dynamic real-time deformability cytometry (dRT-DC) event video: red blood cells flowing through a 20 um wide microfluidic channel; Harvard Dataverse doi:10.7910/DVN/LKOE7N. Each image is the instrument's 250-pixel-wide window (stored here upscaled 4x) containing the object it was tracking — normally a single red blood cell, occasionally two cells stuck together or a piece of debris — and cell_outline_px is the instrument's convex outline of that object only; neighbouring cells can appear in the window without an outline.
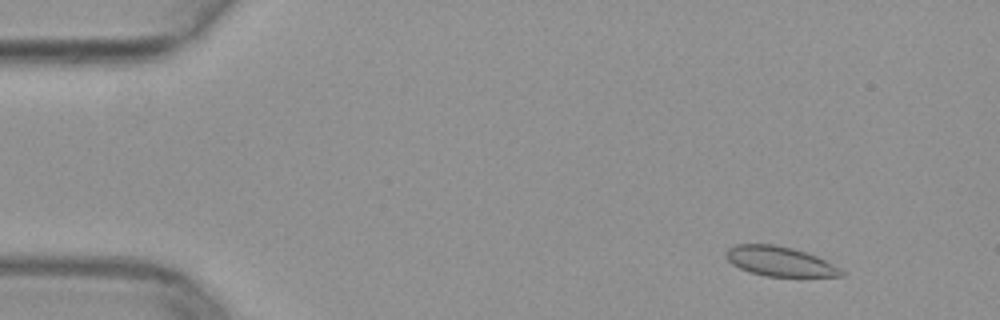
{"species": "common noctule bat (a hibernating species)", "species_latin": "Nyctalus noctula", "temperature_condition": "warm", "stored_images_in_passage": 19, "camera_frame_rate_fps": 3000, "um_per_image_px": 0.085, "animal": {"sex": "female", "body_mass_g": 29.2, "forearm_length_mm": 56.3}, "frame": {"image": 1, "passage_image": 2, "time_ms": 0.333, "image_size_px": [1000, 320], "cell_outline_px": [[844, 276], [764, 276], [748, 272], [732, 264], [724, 256], [728, 248], [736, 244], [776, 244], [792, 248], [816, 256], [840, 268], [844, 272]], "centroid_in_image_um": [66.23, 22.21], "position_along_channel_um": 18.8, "area_um2": 19.83}}
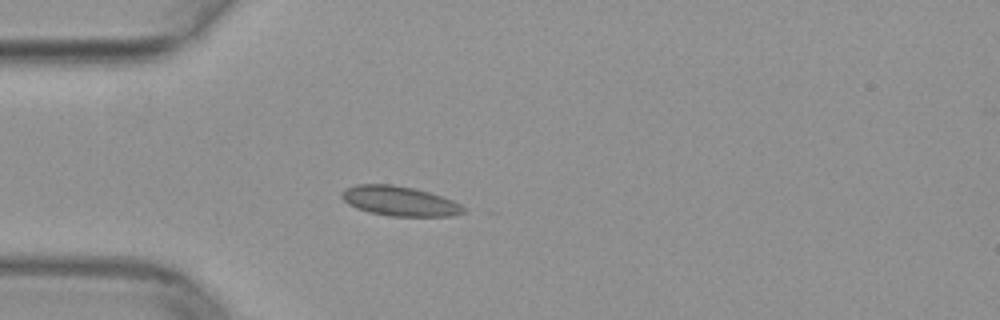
{"frame": {"image": 2, "passage_image": 11, "time_ms": 3.333, "image_size_px": [1000, 320], "cell_outline_px": [[468, 212], [452, 216], [388, 216], [368, 212], [356, 208], [348, 204], [340, 196], [340, 192], [344, 188], [356, 184], [392, 184], [412, 188], [428, 192], [452, 200], [468, 208]], "centroid_in_image_um": [33.95, 17.1], "position_along_channel_um": 51.0, "area_um2": 21.33}}
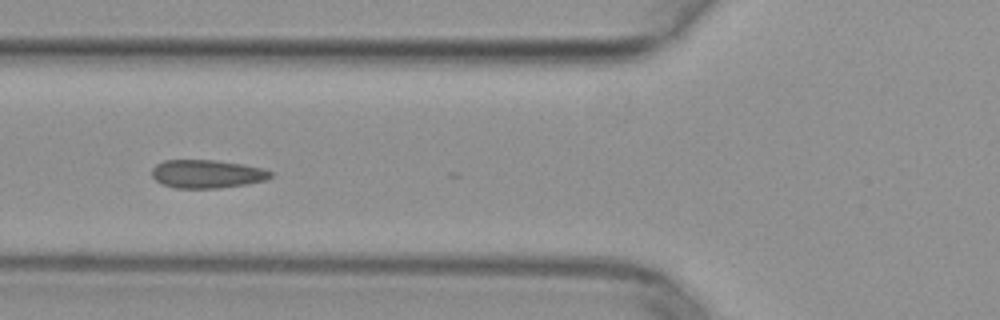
{"frame": {"image": 3, "passage_image": 16, "time_ms": 5.0, "image_size_px": [1000, 320], "cell_outline_px": [[276, 172], [272, 176], [264, 180], [248, 184], [220, 188], [176, 188], [164, 184], [156, 180], [152, 176], [152, 168], [156, 164], [164, 160], [216, 160], [244, 164], [264, 168]], "centroid_in_image_um": [17.64, 14.77], "position_along_channel_um": 108.2, "area_um2": 19.77}}